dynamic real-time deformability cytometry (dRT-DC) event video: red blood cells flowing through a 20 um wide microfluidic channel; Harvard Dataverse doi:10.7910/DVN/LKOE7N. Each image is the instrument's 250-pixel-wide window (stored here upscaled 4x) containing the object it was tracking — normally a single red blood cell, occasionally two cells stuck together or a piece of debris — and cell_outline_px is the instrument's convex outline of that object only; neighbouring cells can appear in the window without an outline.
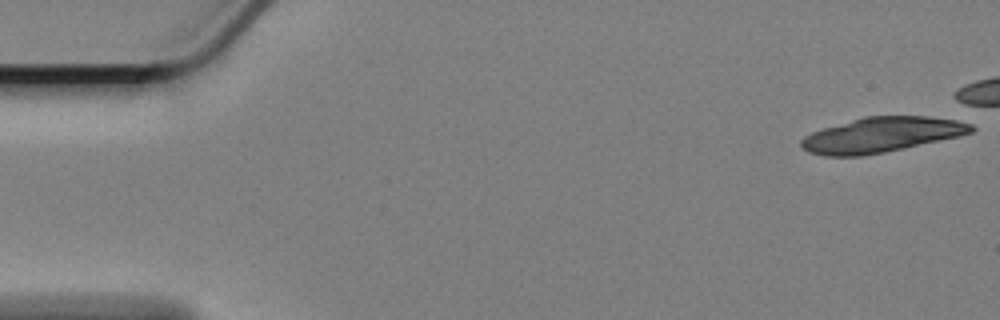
{"species": "Egyptian fruit bat (a non-hibernating species)", "species_latin": "Rousettus aegyptiacus", "temperature_condition": "cold", "stored_images_in_passage": 18, "camera_frame_rate_fps": 3000, "um_per_image_px": 0.085, "animal": {"sex": "female"}, "frame": {"image": 1, "passage_image": 1, "time_ms": 0.0, "image_size_px": [1000, 320], "cell_outline_px": [[976, 128], [972, 132], [960, 136], [904, 148], [884, 152], [860, 156], [824, 156], [808, 152], [800, 144], [800, 140], [804, 136], [812, 132], [824, 128], [864, 116], [928, 116], [964, 120], [972, 124]], "centroid_in_image_um": [74.98, 11.45], "position_along_channel_um": 10.0, "area_um2": 34.85}}